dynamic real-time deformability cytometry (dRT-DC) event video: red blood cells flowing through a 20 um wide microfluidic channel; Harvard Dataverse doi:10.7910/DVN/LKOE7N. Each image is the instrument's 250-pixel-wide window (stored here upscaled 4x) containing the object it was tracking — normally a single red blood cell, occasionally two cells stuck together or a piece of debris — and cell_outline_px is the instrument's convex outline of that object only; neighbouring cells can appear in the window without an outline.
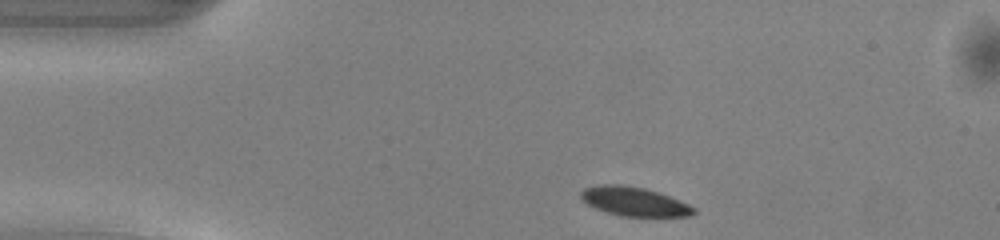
{"species": "common noctule bat (a hibernating species)", "species_latin": "Nyctalus noctula", "temperature_condition": "warm", "stored_images_in_passage": 41, "camera_frame_rate_fps": 3000, "um_per_image_px": 0.085, "animal": {"sex": "male", "body_mass_g": 13.0, "forearm_length_mm": 53.1}, "frame": {"image": 1, "passage_image": 1, "time_ms": 0.0, "image_size_px": [1000, 240], "cell_outline_px": [[696, 212], [692, 216], [620, 216], [596, 208], [588, 204], [580, 196], [580, 192], [584, 188], [600, 184], [620, 184], [644, 188], [680, 200], [696, 208]], "centroid_in_image_um": [53.92, 17.12], "position_along_channel_um": 31.1, "area_um2": 18.9}}
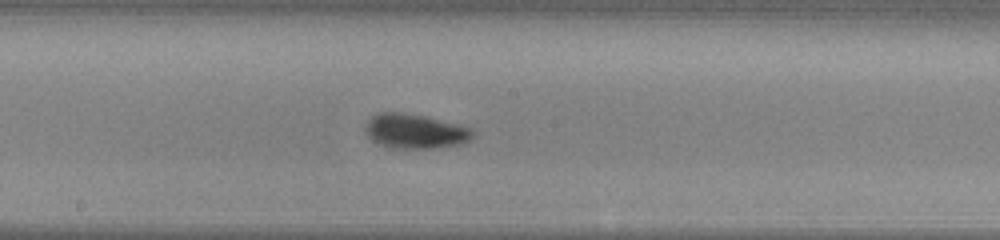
{"frame": {"image": 2, "passage_image": 18, "time_ms": 5.667, "image_size_px": [1000, 240], "cell_outline_px": [[476, 136], [460, 144], [436, 148], [388, 148], [372, 140], [364, 132], [364, 128], [368, 120], [372, 116], [380, 112], [404, 112], [424, 116], [472, 128], [476, 132]], "centroid_in_image_um": [35.27, 11.16], "position_along_channel_um": 212.9, "area_um2": 21.79}}
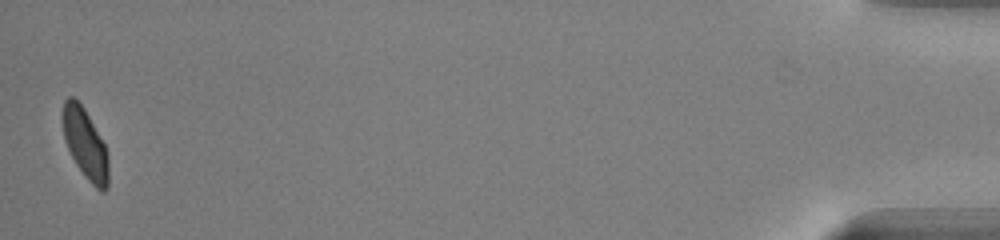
{"frame": {"image": 3, "passage_image": 41, "time_ms": 13.333, "image_size_px": [1000, 240], "cell_outline_px": [[108, 188], [104, 192], [100, 192], [84, 176], [76, 164], [64, 140], [60, 116], [64, 100], [68, 96], [72, 96], [84, 108], [104, 144], [108, 152]], "centroid_in_image_um": [7.21, 12.22], "position_along_channel_um": 428.0, "area_um2": 18.96}, "authors_computed_cell_mechanics": {"area_um2": 20.3456, "velocity_mm_per_s": 4.0839, "shape_relaxation_time_tau1_ms": 1.8744, "shape_relaxation_time_tau2_ms": 1.0211, "deformation_change_tau1": 0.0991, "deformation_change_tau2": 0.0414}}